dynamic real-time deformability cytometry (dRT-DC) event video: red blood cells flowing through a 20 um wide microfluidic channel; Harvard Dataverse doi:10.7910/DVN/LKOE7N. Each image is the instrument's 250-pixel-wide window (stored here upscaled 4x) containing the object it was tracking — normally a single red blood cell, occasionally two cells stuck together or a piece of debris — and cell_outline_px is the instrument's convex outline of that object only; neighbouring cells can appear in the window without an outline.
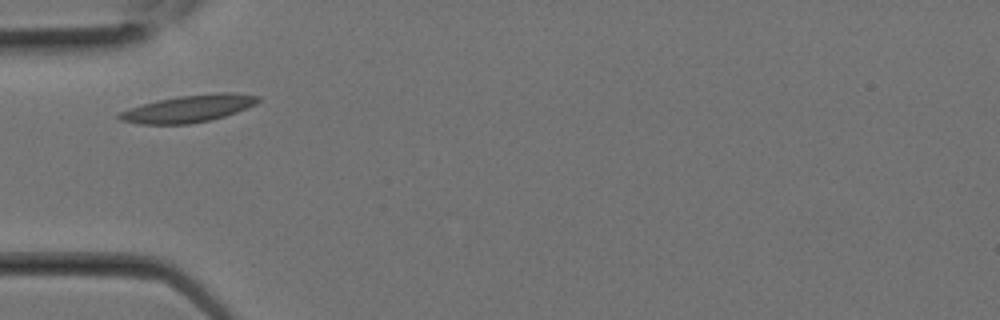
{"species": "Egyptian fruit bat (a non-hibernating species)", "species_latin": "Rousettus aegyptiacus", "temperature_condition": "room temperature", "stored_images_in_passage": 1, "camera_frame_rate_fps": 3000, "um_per_image_px": 0.085, "animal": {"sex": "female"}, "frame": {"image": 1, "passage_image": 1, "time_ms": 0.0, "image_size_px": [1000, 320], "cell_outline_px": [[260, 100], [256, 104], [236, 112], [224, 116], [208, 120], [188, 124], [140, 124], [120, 120], [116, 116], [120, 112], [128, 108], [156, 100], [176, 96], [216, 92], [236, 92], [260, 96]], "centroid_in_image_um": [16.03, 9.21], "position_along_channel_um": 69.0, "area_um2": 22.14}}